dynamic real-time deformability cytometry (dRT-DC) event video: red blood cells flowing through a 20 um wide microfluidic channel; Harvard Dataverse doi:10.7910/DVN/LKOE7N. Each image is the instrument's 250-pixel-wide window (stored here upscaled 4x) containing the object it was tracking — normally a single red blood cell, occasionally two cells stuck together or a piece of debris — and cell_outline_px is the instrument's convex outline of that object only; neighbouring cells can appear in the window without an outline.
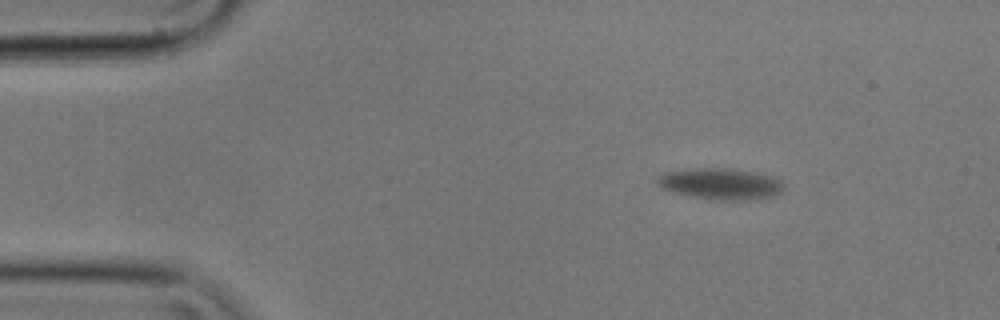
{"species": "common noctule bat (a hibernating species)", "species_latin": "Nyctalus noctula", "temperature_condition": "cold", "stored_images_in_passage": 63, "camera_frame_rate_fps": 3000, "um_per_image_px": 0.085, "animal": {"sex": "male", "body_mass_g": 17.9}, "frame": {"image": 1, "passage_image": 1, "time_ms": 0.0, "image_size_px": [1000, 320], "cell_outline_px": [[784, 188], [780, 192], [772, 196], [740, 200], [724, 200], [692, 196], [676, 192], [664, 188], [656, 180], [664, 172], [692, 168], [732, 168], [772, 176], [780, 180], [784, 184]], "centroid_in_image_um": [61.28, 15.6], "position_along_channel_um": 23.7, "area_um2": 22.54}}
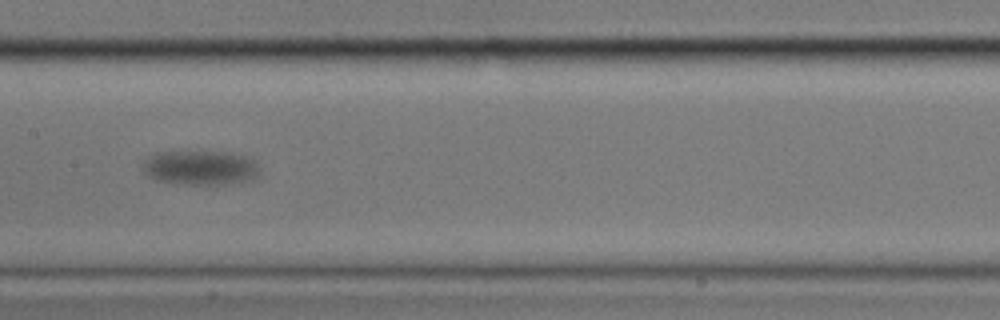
{"frame": {"image": 2, "passage_image": 26, "time_ms": 8.333, "image_size_px": [1000, 320], "cell_outline_px": [[260, 176], [252, 180], [224, 184], [172, 184], [156, 180], [148, 176], [140, 168], [144, 160], [148, 156], [156, 152], [224, 152], [248, 156], [256, 160], [260, 168]], "centroid_in_image_um": [17.04, 14.26], "position_along_channel_um": 190.4, "area_um2": 24.04}}
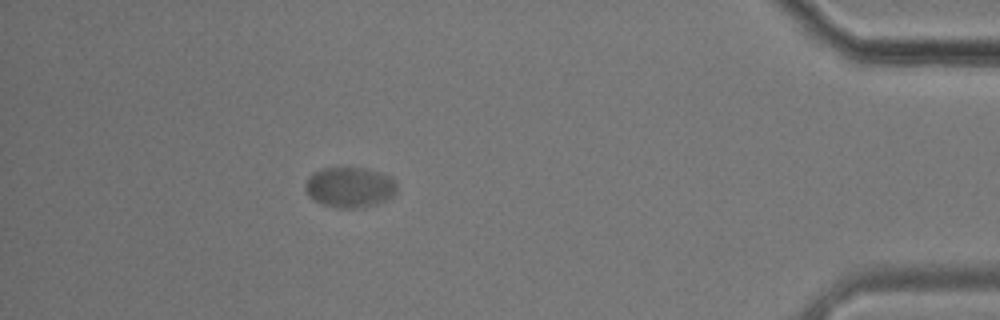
{"frame": {"image": 3, "passage_image": 55, "time_ms": 18.0, "image_size_px": [1000, 320], "cell_outline_px": [[396, 192], [392, 196], [384, 200], [360, 208], [336, 208], [320, 204], [312, 200], [308, 196], [304, 188], [304, 184], [308, 176], [312, 172], [320, 168], [364, 168], [388, 176], [396, 180]], "centroid_in_image_um": [29.64, 15.92], "position_along_channel_um": 405.6, "area_um2": 21.68}, "authors_computed_cell_mechanics": {"area_um2": 22.7154, "velocity_mm_per_s": 2.8302, "shape_relaxation_time_tau1_ms": 1.7158, "shape_relaxation_time_tau2_ms": null, "deformation_change_tau1": 0.0779, "deformation_change_tau2": null}}